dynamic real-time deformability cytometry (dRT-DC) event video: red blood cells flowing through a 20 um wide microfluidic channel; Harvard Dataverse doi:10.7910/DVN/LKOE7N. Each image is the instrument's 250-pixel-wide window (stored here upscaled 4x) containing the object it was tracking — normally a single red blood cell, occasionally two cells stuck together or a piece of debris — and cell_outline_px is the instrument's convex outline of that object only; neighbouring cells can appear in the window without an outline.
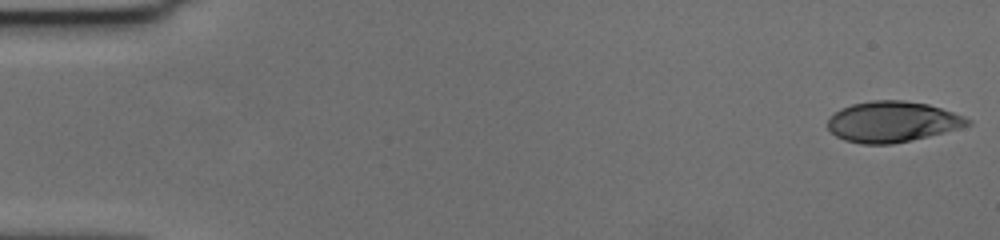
{"species": "human", "species_latin": "Homo sapiens", "temperature_condition": "cold", "stored_images_in_passage": 57, "camera_frame_rate_fps": 3000, "um_per_image_px": 0.085, "donor": {"sex": "female"}, "frame": {"image": 1, "passage_image": 1, "time_ms": 0.0, "image_size_px": [1000, 240], "cell_outline_px": [[972, 124], [944, 132], [892, 144], [860, 144], [844, 140], [836, 136], [828, 128], [828, 120], [840, 108], [852, 104], [872, 100], [904, 100], [928, 104], [964, 116], [972, 120]], "centroid_in_image_um": [75.84, 10.34], "position_along_channel_um": 9.2, "area_um2": 33.0}}
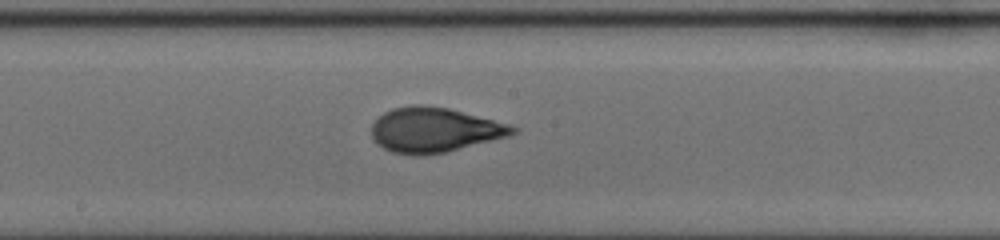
{"frame": {"image": 2, "passage_image": 31, "time_ms": 10.0, "image_size_px": [1000, 240], "cell_outline_px": [[520, 128], [516, 132], [508, 136], [444, 152], [420, 156], [416, 156], [392, 152], [384, 148], [372, 136], [372, 124], [384, 112], [392, 108], [412, 104], [424, 104], [448, 108], [508, 124]], "centroid_in_image_um": [36.9, 11.03], "position_along_channel_um": 211.3, "area_um2": 36.47}}
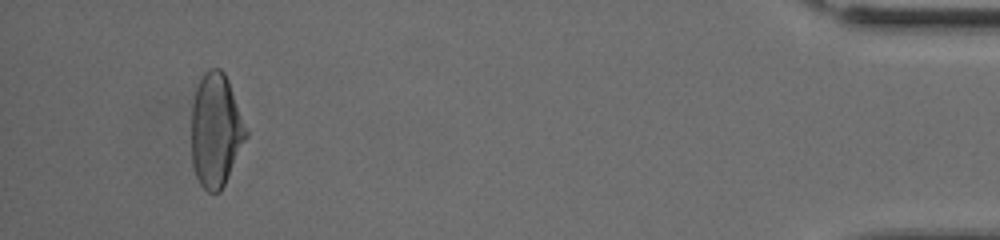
{"frame": {"image": 3, "passage_image": 54, "time_ms": 17.667, "image_size_px": [1000, 240], "cell_outline_px": [[248, 136], [220, 192], [208, 192], [200, 184], [196, 176], [192, 164], [192, 104], [196, 88], [204, 72], [208, 68], [220, 68], [224, 72], [228, 80], [248, 132]], "centroid_in_image_um": [18.34, 11.06], "position_along_channel_um": 416.9, "area_um2": 35.95}, "authors_computed_cell_mechanics": {"area_um2": 35.8938, "velocity_mm_per_s": 3.602, "shape_relaxation_time_tau1_ms": 4.032, "shape_relaxation_time_tau2_ms": 1.0113, "deformation_change_tau1": 0.1749, "deformation_change_tau2": 0.0654}}